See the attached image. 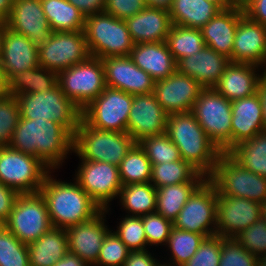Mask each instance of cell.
<instances>
[{
    "instance_id": "484cf974",
    "label": "cell",
    "mask_w": 266,
    "mask_h": 266,
    "mask_svg": "<svg viewBox=\"0 0 266 266\" xmlns=\"http://www.w3.org/2000/svg\"><path fill=\"white\" fill-rule=\"evenodd\" d=\"M243 15L244 11L241 6L221 10L201 28L205 46L226 56L231 61L235 32Z\"/></svg>"
},
{
    "instance_id": "d6a6232c",
    "label": "cell",
    "mask_w": 266,
    "mask_h": 266,
    "mask_svg": "<svg viewBox=\"0 0 266 266\" xmlns=\"http://www.w3.org/2000/svg\"><path fill=\"white\" fill-rule=\"evenodd\" d=\"M53 32L84 31L85 16L68 0H40Z\"/></svg>"
},
{
    "instance_id": "a7ac6f4b",
    "label": "cell",
    "mask_w": 266,
    "mask_h": 266,
    "mask_svg": "<svg viewBox=\"0 0 266 266\" xmlns=\"http://www.w3.org/2000/svg\"><path fill=\"white\" fill-rule=\"evenodd\" d=\"M158 266H173V265H170V264H167V263H164V264H159Z\"/></svg>"
},
{
    "instance_id": "5bb4252c",
    "label": "cell",
    "mask_w": 266,
    "mask_h": 266,
    "mask_svg": "<svg viewBox=\"0 0 266 266\" xmlns=\"http://www.w3.org/2000/svg\"><path fill=\"white\" fill-rule=\"evenodd\" d=\"M173 227L206 238L216 235V188L208 179L189 197Z\"/></svg>"
},
{
    "instance_id": "681fc988",
    "label": "cell",
    "mask_w": 266,
    "mask_h": 266,
    "mask_svg": "<svg viewBox=\"0 0 266 266\" xmlns=\"http://www.w3.org/2000/svg\"><path fill=\"white\" fill-rule=\"evenodd\" d=\"M222 238L218 235L205 238L197 252L183 266H219Z\"/></svg>"
},
{
    "instance_id": "d6986e66",
    "label": "cell",
    "mask_w": 266,
    "mask_h": 266,
    "mask_svg": "<svg viewBox=\"0 0 266 266\" xmlns=\"http://www.w3.org/2000/svg\"><path fill=\"white\" fill-rule=\"evenodd\" d=\"M106 86L128 94L154 92L155 80L133 63L130 56H110L102 59Z\"/></svg>"
},
{
    "instance_id": "9c48e42d",
    "label": "cell",
    "mask_w": 266,
    "mask_h": 266,
    "mask_svg": "<svg viewBox=\"0 0 266 266\" xmlns=\"http://www.w3.org/2000/svg\"><path fill=\"white\" fill-rule=\"evenodd\" d=\"M50 171L33 155L9 146L0 148V182L19 194L39 192Z\"/></svg>"
},
{
    "instance_id": "bcb514c9",
    "label": "cell",
    "mask_w": 266,
    "mask_h": 266,
    "mask_svg": "<svg viewBox=\"0 0 266 266\" xmlns=\"http://www.w3.org/2000/svg\"><path fill=\"white\" fill-rule=\"evenodd\" d=\"M219 266H258V257L246 251L235 238L223 237Z\"/></svg>"
},
{
    "instance_id": "c3c4849f",
    "label": "cell",
    "mask_w": 266,
    "mask_h": 266,
    "mask_svg": "<svg viewBox=\"0 0 266 266\" xmlns=\"http://www.w3.org/2000/svg\"><path fill=\"white\" fill-rule=\"evenodd\" d=\"M144 226L147 244L152 245H166L173 222L165 219L161 214L154 212L141 216Z\"/></svg>"
},
{
    "instance_id": "ee69618b",
    "label": "cell",
    "mask_w": 266,
    "mask_h": 266,
    "mask_svg": "<svg viewBox=\"0 0 266 266\" xmlns=\"http://www.w3.org/2000/svg\"><path fill=\"white\" fill-rule=\"evenodd\" d=\"M20 117L16 97L7 95L0 99V148L9 145Z\"/></svg>"
},
{
    "instance_id": "4fadbf2b",
    "label": "cell",
    "mask_w": 266,
    "mask_h": 266,
    "mask_svg": "<svg viewBox=\"0 0 266 266\" xmlns=\"http://www.w3.org/2000/svg\"><path fill=\"white\" fill-rule=\"evenodd\" d=\"M38 50L40 66L56 74L91 57L84 31L53 32Z\"/></svg>"
},
{
    "instance_id": "f35d334b",
    "label": "cell",
    "mask_w": 266,
    "mask_h": 266,
    "mask_svg": "<svg viewBox=\"0 0 266 266\" xmlns=\"http://www.w3.org/2000/svg\"><path fill=\"white\" fill-rule=\"evenodd\" d=\"M206 237L201 234L192 233L172 228L166 245L171 252L170 265L183 266L197 252L199 246Z\"/></svg>"
},
{
    "instance_id": "2e32d148",
    "label": "cell",
    "mask_w": 266,
    "mask_h": 266,
    "mask_svg": "<svg viewBox=\"0 0 266 266\" xmlns=\"http://www.w3.org/2000/svg\"><path fill=\"white\" fill-rule=\"evenodd\" d=\"M260 206L242 197L218 196L216 191V235L234 238L260 218Z\"/></svg>"
},
{
    "instance_id": "7dc6e473",
    "label": "cell",
    "mask_w": 266,
    "mask_h": 266,
    "mask_svg": "<svg viewBox=\"0 0 266 266\" xmlns=\"http://www.w3.org/2000/svg\"><path fill=\"white\" fill-rule=\"evenodd\" d=\"M243 248L256 257L266 255V221L259 218L234 237Z\"/></svg>"
},
{
    "instance_id": "e575fe53",
    "label": "cell",
    "mask_w": 266,
    "mask_h": 266,
    "mask_svg": "<svg viewBox=\"0 0 266 266\" xmlns=\"http://www.w3.org/2000/svg\"><path fill=\"white\" fill-rule=\"evenodd\" d=\"M56 85L57 74L41 66L15 73L8 79L9 95L14 97L44 92Z\"/></svg>"
},
{
    "instance_id": "680465c9",
    "label": "cell",
    "mask_w": 266,
    "mask_h": 266,
    "mask_svg": "<svg viewBox=\"0 0 266 266\" xmlns=\"http://www.w3.org/2000/svg\"><path fill=\"white\" fill-rule=\"evenodd\" d=\"M146 6L153 7L165 11H170L173 0H144Z\"/></svg>"
},
{
    "instance_id": "f5cc1de1",
    "label": "cell",
    "mask_w": 266,
    "mask_h": 266,
    "mask_svg": "<svg viewBox=\"0 0 266 266\" xmlns=\"http://www.w3.org/2000/svg\"><path fill=\"white\" fill-rule=\"evenodd\" d=\"M242 8L250 20L266 26V0H246Z\"/></svg>"
},
{
    "instance_id": "e0dca14e",
    "label": "cell",
    "mask_w": 266,
    "mask_h": 266,
    "mask_svg": "<svg viewBox=\"0 0 266 266\" xmlns=\"http://www.w3.org/2000/svg\"><path fill=\"white\" fill-rule=\"evenodd\" d=\"M167 117L154 92L133 95L127 133L136 143L145 137L165 134Z\"/></svg>"
},
{
    "instance_id": "7c38bea8",
    "label": "cell",
    "mask_w": 266,
    "mask_h": 266,
    "mask_svg": "<svg viewBox=\"0 0 266 266\" xmlns=\"http://www.w3.org/2000/svg\"><path fill=\"white\" fill-rule=\"evenodd\" d=\"M3 225L24 244L28 245L39 239L52 227L41 193L20 194Z\"/></svg>"
},
{
    "instance_id": "836d02e7",
    "label": "cell",
    "mask_w": 266,
    "mask_h": 266,
    "mask_svg": "<svg viewBox=\"0 0 266 266\" xmlns=\"http://www.w3.org/2000/svg\"><path fill=\"white\" fill-rule=\"evenodd\" d=\"M227 154L242 168L266 178V130L235 145Z\"/></svg>"
},
{
    "instance_id": "6125c7cd",
    "label": "cell",
    "mask_w": 266,
    "mask_h": 266,
    "mask_svg": "<svg viewBox=\"0 0 266 266\" xmlns=\"http://www.w3.org/2000/svg\"><path fill=\"white\" fill-rule=\"evenodd\" d=\"M207 1L217 5L221 10H226L235 6L230 0H207Z\"/></svg>"
},
{
    "instance_id": "52a82bcc",
    "label": "cell",
    "mask_w": 266,
    "mask_h": 266,
    "mask_svg": "<svg viewBox=\"0 0 266 266\" xmlns=\"http://www.w3.org/2000/svg\"><path fill=\"white\" fill-rule=\"evenodd\" d=\"M218 196L242 197L259 203L266 200V178L242 168L227 153H222L207 178Z\"/></svg>"
},
{
    "instance_id": "83f0119b",
    "label": "cell",
    "mask_w": 266,
    "mask_h": 266,
    "mask_svg": "<svg viewBox=\"0 0 266 266\" xmlns=\"http://www.w3.org/2000/svg\"><path fill=\"white\" fill-rule=\"evenodd\" d=\"M125 21L134 44L166 41L172 26L168 11L148 6Z\"/></svg>"
},
{
    "instance_id": "816d5d0a",
    "label": "cell",
    "mask_w": 266,
    "mask_h": 266,
    "mask_svg": "<svg viewBox=\"0 0 266 266\" xmlns=\"http://www.w3.org/2000/svg\"><path fill=\"white\" fill-rule=\"evenodd\" d=\"M19 195L18 192L0 182V225L8 220Z\"/></svg>"
},
{
    "instance_id": "94428289",
    "label": "cell",
    "mask_w": 266,
    "mask_h": 266,
    "mask_svg": "<svg viewBox=\"0 0 266 266\" xmlns=\"http://www.w3.org/2000/svg\"><path fill=\"white\" fill-rule=\"evenodd\" d=\"M9 95L8 79L5 75L3 65L0 60V99Z\"/></svg>"
},
{
    "instance_id": "4dcf8cb0",
    "label": "cell",
    "mask_w": 266,
    "mask_h": 266,
    "mask_svg": "<svg viewBox=\"0 0 266 266\" xmlns=\"http://www.w3.org/2000/svg\"><path fill=\"white\" fill-rule=\"evenodd\" d=\"M207 178L198 173L190 182L156 188V212L173 222L192 193Z\"/></svg>"
},
{
    "instance_id": "cb8c5ba5",
    "label": "cell",
    "mask_w": 266,
    "mask_h": 266,
    "mask_svg": "<svg viewBox=\"0 0 266 266\" xmlns=\"http://www.w3.org/2000/svg\"><path fill=\"white\" fill-rule=\"evenodd\" d=\"M229 63L226 56L204 46L200 52L179 59L176 65L178 72L195 79L203 88H214Z\"/></svg>"
},
{
    "instance_id": "7402d4cb",
    "label": "cell",
    "mask_w": 266,
    "mask_h": 266,
    "mask_svg": "<svg viewBox=\"0 0 266 266\" xmlns=\"http://www.w3.org/2000/svg\"><path fill=\"white\" fill-rule=\"evenodd\" d=\"M3 24L26 36L38 47L53 33L40 0H14L10 15Z\"/></svg>"
},
{
    "instance_id": "4316f807",
    "label": "cell",
    "mask_w": 266,
    "mask_h": 266,
    "mask_svg": "<svg viewBox=\"0 0 266 266\" xmlns=\"http://www.w3.org/2000/svg\"><path fill=\"white\" fill-rule=\"evenodd\" d=\"M259 66L230 62L214 89L230 102L255 94L263 77ZM257 69V71H256Z\"/></svg>"
},
{
    "instance_id": "30bf717a",
    "label": "cell",
    "mask_w": 266,
    "mask_h": 266,
    "mask_svg": "<svg viewBox=\"0 0 266 266\" xmlns=\"http://www.w3.org/2000/svg\"><path fill=\"white\" fill-rule=\"evenodd\" d=\"M57 84L82 111L106 88L102 59L90 57L59 72Z\"/></svg>"
},
{
    "instance_id": "7bdbcfd3",
    "label": "cell",
    "mask_w": 266,
    "mask_h": 266,
    "mask_svg": "<svg viewBox=\"0 0 266 266\" xmlns=\"http://www.w3.org/2000/svg\"><path fill=\"white\" fill-rule=\"evenodd\" d=\"M113 231L130 251L146 250L147 239L141 216L125 215Z\"/></svg>"
},
{
    "instance_id": "6f0895ef",
    "label": "cell",
    "mask_w": 266,
    "mask_h": 266,
    "mask_svg": "<svg viewBox=\"0 0 266 266\" xmlns=\"http://www.w3.org/2000/svg\"><path fill=\"white\" fill-rule=\"evenodd\" d=\"M257 91L262 104L263 122L266 130V76L261 78Z\"/></svg>"
},
{
    "instance_id": "5b68a950",
    "label": "cell",
    "mask_w": 266,
    "mask_h": 266,
    "mask_svg": "<svg viewBox=\"0 0 266 266\" xmlns=\"http://www.w3.org/2000/svg\"><path fill=\"white\" fill-rule=\"evenodd\" d=\"M84 34L91 57L130 56L134 47L126 21L104 12L85 18Z\"/></svg>"
},
{
    "instance_id": "91938a15",
    "label": "cell",
    "mask_w": 266,
    "mask_h": 266,
    "mask_svg": "<svg viewBox=\"0 0 266 266\" xmlns=\"http://www.w3.org/2000/svg\"><path fill=\"white\" fill-rule=\"evenodd\" d=\"M14 0H0V23H3L10 15Z\"/></svg>"
},
{
    "instance_id": "8d00e7d4",
    "label": "cell",
    "mask_w": 266,
    "mask_h": 266,
    "mask_svg": "<svg viewBox=\"0 0 266 266\" xmlns=\"http://www.w3.org/2000/svg\"><path fill=\"white\" fill-rule=\"evenodd\" d=\"M122 186L151 181L152 164L144 149L135 143L118 166Z\"/></svg>"
},
{
    "instance_id": "8fae6325",
    "label": "cell",
    "mask_w": 266,
    "mask_h": 266,
    "mask_svg": "<svg viewBox=\"0 0 266 266\" xmlns=\"http://www.w3.org/2000/svg\"><path fill=\"white\" fill-rule=\"evenodd\" d=\"M133 95L106 86L101 94L81 111V118L103 131L127 132Z\"/></svg>"
},
{
    "instance_id": "74e56055",
    "label": "cell",
    "mask_w": 266,
    "mask_h": 266,
    "mask_svg": "<svg viewBox=\"0 0 266 266\" xmlns=\"http://www.w3.org/2000/svg\"><path fill=\"white\" fill-rule=\"evenodd\" d=\"M166 44L176 62L200 52L205 46L201 29L174 24L167 35Z\"/></svg>"
},
{
    "instance_id": "6da1fadb",
    "label": "cell",
    "mask_w": 266,
    "mask_h": 266,
    "mask_svg": "<svg viewBox=\"0 0 266 266\" xmlns=\"http://www.w3.org/2000/svg\"><path fill=\"white\" fill-rule=\"evenodd\" d=\"M8 146L35 156L53 171L72 153L73 135L50 120L20 118Z\"/></svg>"
},
{
    "instance_id": "ffe728a7",
    "label": "cell",
    "mask_w": 266,
    "mask_h": 266,
    "mask_svg": "<svg viewBox=\"0 0 266 266\" xmlns=\"http://www.w3.org/2000/svg\"><path fill=\"white\" fill-rule=\"evenodd\" d=\"M108 209L110 210V208L102 209L90 220L65 229L68 252L78 255L90 266L97 262L103 240L111 230L106 226L104 218Z\"/></svg>"
},
{
    "instance_id": "e7e4bbea",
    "label": "cell",
    "mask_w": 266,
    "mask_h": 266,
    "mask_svg": "<svg viewBox=\"0 0 266 266\" xmlns=\"http://www.w3.org/2000/svg\"><path fill=\"white\" fill-rule=\"evenodd\" d=\"M258 266H266V255L258 258Z\"/></svg>"
},
{
    "instance_id": "f907efd6",
    "label": "cell",
    "mask_w": 266,
    "mask_h": 266,
    "mask_svg": "<svg viewBox=\"0 0 266 266\" xmlns=\"http://www.w3.org/2000/svg\"><path fill=\"white\" fill-rule=\"evenodd\" d=\"M147 6L144 0H105L104 13L126 20Z\"/></svg>"
},
{
    "instance_id": "03108f58",
    "label": "cell",
    "mask_w": 266,
    "mask_h": 266,
    "mask_svg": "<svg viewBox=\"0 0 266 266\" xmlns=\"http://www.w3.org/2000/svg\"><path fill=\"white\" fill-rule=\"evenodd\" d=\"M235 6H243L246 0H230Z\"/></svg>"
},
{
    "instance_id": "f546056e",
    "label": "cell",
    "mask_w": 266,
    "mask_h": 266,
    "mask_svg": "<svg viewBox=\"0 0 266 266\" xmlns=\"http://www.w3.org/2000/svg\"><path fill=\"white\" fill-rule=\"evenodd\" d=\"M67 252L65 229L51 227L35 242L28 244L29 266H53Z\"/></svg>"
},
{
    "instance_id": "be15d7a7",
    "label": "cell",
    "mask_w": 266,
    "mask_h": 266,
    "mask_svg": "<svg viewBox=\"0 0 266 266\" xmlns=\"http://www.w3.org/2000/svg\"><path fill=\"white\" fill-rule=\"evenodd\" d=\"M260 218L266 221V200L260 206Z\"/></svg>"
},
{
    "instance_id": "7a4b0ae2",
    "label": "cell",
    "mask_w": 266,
    "mask_h": 266,
    "mask_svg": "<svg viewBox=\"0 0 266 266\" xmlns=\"http://www.w3.org/2000/svg\"><path fill=\"white\" fill-rule=\"evenodd\" d=\"M51 172L39 192L45 199L52 227L67 229L90 220L102 210L76 181L54 179Z\"/></svg>"
},
{
    "instance_id": "277c9868",
    "label": "cell",
    "mask_w": 266,
    "mask_h": 266,
    "mask_svg": "<svg viewBox=\"0 0 266 266\" xmlns=\"http://www.w3.org/2000/svg\"><path fill=\"white\" fill-rule=\"evenodd\" d=\"M135 143L127 132L95 129L82 118L73 134V152L81 160L106 162L117 167Z\"/></svg>"
},
{
    "instance_id": "8992f818",
    "label": "cell",
    "mask_w": 266,
    "mask_h": 266,
    "mask_svg": "<svg viewBox=\"0 0 266 266\" xmlns=\"http://www.w3.org/2000/svg\"><path fill=\"white\" fill-rule=\"evenodd\" d=\"M20 118L50 120L62 124L72 135L81 119V110L57 84L44 92L18 95Z\"/></svg>"
},
{
    "instance_id": "11a10c76",
    "label": "cell",
    "mask_w": 266,
    "mask_h": 266,
    "mask_svg": "<svg viewBox=\"0 0 266 266\" xmlns=\"http://www.w3.org/2000/svg\"><path fill=\"white\" fill-rule=\"evenodd\" d=\"M85 16L99 14L104 11L105 0H68Z\"/></svg>"
},
{
    "instance_id": "ba28073f",
    "label": "cell",
    "mask_w": 266,
    "mask_h": 266,
    "mask_svg": "<svg viewBox=\"0 0 266 266\" xmlns=\"http://www.w3.org/2000/svg\"><path fill=\"white\" fill-rule=\"evenodd\" d=\"M191 113L222 153H227L231 149V102L214 88H204Z\"/></svg>"
},
{
    "instance_id": "9f6ffc18",
    "label": "cell",
    "mask_w": 266,
    "mask_h": 266,
    "mask_svg": "<svg viewBox=\"0 0 266 266\" xmlns=\"http://www.w3.org/2000/svg\"><path fill=\"white\" fill-rule=\"evenodd\" d=\"M53 266H90L86 261L82 260L78 255L67 252Z\"/></svg>"
},
{
    "instance_id": "44dd1931",
    "label": "cell",
    "mask_w": 266,
    "mask_h": 266,
    "mask_svg": "<svg viewBox=\"0 0 266 266\" xmlns=\"http://www.w3.org/2000/svg\"><path fill=\"white\" fill-rule=\"evenodd\" d=\"M0 60L9 79L15 73L40 66L38 46L1 23Z\"/></svg>"
},
{
    "instance_id": "3957f363",
    "label": "cell",
    "mask_w": 266,
    "mask_h": 266,
    "mask_svg": "<svg viewBox=\"0 0 266 266\" xmlns=\"http://www.w3.org/2000/svg\"><path fill=\"white\" fill-rule=\"evenodd\" d=\"M165 134L179 149L182 160L206 178L212 174L222 151L191 112L168 115Z\"/></svg>"
},
{
    "instance_id": "f1b7e54d",
    "label": "cell",
    "mask_w": 266,
    "mask_h": 266,
    "mask_svg": "<svg viewBox=\"0 0 266 266\" xmlns=\"http://www.w3.org/2000/svg\"><path fill=\"white\" fill-rule=\"evenodd\" d=\"M130 58L155 81L165 79L177 70L166 41L134 44Z\"/></svg>"
},
{
    "instance_id": "9a60e30c",
    "label": "cell",
    "mask_w": 266,
    "mask_h": 266,
    "mask_svg": "<svg viewBox=\"0 0 266 266\" xmlns=\"http://www.w3.org/2000/svg\"><path fill=\"white\" fill-rule=\"evenodd\" d=\"M81 161L75 174L76 182L101 209L108 208L122 188L118 167L100 161Z\"/></svg>"
},
{
    "instance_id": "60d3db41",
    "label": "cell",
    "mask_w": 266,
    "mask_h": 266,
    "mask_svg": "<svg viewBox=\"0 0 266 266\" xmlns=\"http://www.w3.org/2000/svg\"><path fill=\"white\" fill-rule=\"evenodd\" d=\"M0 266H29L28 245L0 225Z\"/></svg>"
},
{
    "instance_id": "f6af8a7d",
    "label": "cell",
    "mask_w": 266,
    "mask_h": 266,
    "mask_svg": "<svg viewBox=\"0 0 266 266\" xmlns=\"http://www.w3.org/2000/svg\"><path fill=\"white\" fill-rule=\"evenodd\" d=\"M112 231L110 230L105 236L99 257L93 266H123L131 252Z\"/></svg>"
},
{
    "instance_id": "1f68e13d",
    "label": "cell",
    "mask_w": 266,
    "mask_h": 266,
    "mask_svg": "<svg viewBox=\"0 0 266 266\" xmlns=\"http://www.w3.org/2000/svg\"><path fill=\"white\" fill-rule=\"evenodd\" d=\"M221 9L207 0H173L169 11L174 25L201 29Z\"/></svg>"
},
{
    "instance_id": "b9f144b4",
    "label": "cell",
    "mask_w": 266,
    "mask_h": 266,
    "mask_svg": "<svg viewBox=\"0 0 266 266\" xmlns=\"http://www.w3.org/2000/svg\"><path fill=\"white\" fill-rule=\"evenodd\" d=\"M138 143L152 165L182 160L179 149L166 134L145 137Z\"/></svg>"
},
{
    "instance_id": "ab89813d",
    "label": "cell",
    "mask_w": 266,
    "mask_h": 266,
    "mask_svg": "<svg viewBox=\"0 0 266 266\" xmlns=\"http://www.w3.org/2000/svg\"><path fill=\"white\" fill-rule=\"evenodd\" d=\"M199 172L184 160L152 165L150 183L155 188L190 182Z\"/></svg>"
},
{
    "instance_id": "d4e9b609",
    "label": "cell",
    "mask_w": 266,
    "mask_h": 266,
    "mask_svg": "<svg viewBox=\"0 0 266 266\" xmlns=\"http://www.w3.org/2000/svg\"><path fill=\"white\" fill-rule=\"evenodd\" d=\"M231 148L265 131L262 104L258 91L231 102Z\"/></svg>"
},
{
    "instance_id": "603a6c76",
    "label": "cell",
    "mask_w": 266,
    "mask_h": 266,
    "mask_svg": "<svg viewBox=\"0 0 266 266\" xmlns=\"http://www.w3.org/2000/svg\"><path fill=\"white\" fill-rule=\"evenodd\" d=\"M266 58V26L250 20L245 14L240 18L235 32L232 60L261 66Z\"/></svg>"
},
{
    "instance_id": "003e7915",
    "label": "cell",
    "mask_w": 266,
    "mask_h": 266,
    "mask_svg": "<svg viewBox=\"0 0 266 266\" xmlns=\"http://www.w3.org/2000/svg\"><path fill=\"white\" fill-rule=\"evenodd\" d=\"M263 66H265L263 69L264 71L262 72L263 76H266V58H265V61L263 63Z\"/></svg>"
},
{
    "instance_id": "ac0fdd59",
    "label": "cell",
    "mask_w": 266,
    "mask_h": 266,
    "mask_svg": "<svg viewBox=\"0 0 266 266\" xmlns=\"http://www.w3.org/2000/svg\"><path fill=\"white\" fill-rule=\"evenodd\" d=\"M204 88L193 78L177 70L165 79L155 81L154 94L165 112H191Z\"/></svg>"
},
{
    "instance_id": "d590c367",
    "label": "cell",
    "mask_w": 266,
    "mask_h": 266,
    "mask_svg": "<svg viewBox=\"0 0 266 266\" xmlns=\"http://www.w3.org/2000/svg\"><path fill=\"white\" fill-rule=\"evenodd\" d=\"M156 195V188L150 182L136 183L122 186L119 199L130 213L128 216H143L156 212Z\"/></svg>"
},
{
    "instance_id": "db71d44e",
    "label": "cell",
    "mask_w": 266,
    "mask_h": 266,
    "mask_svg": "<svg viewBox=\"0 0 266 266\" xmlns=\"http://www.w3.org/2000/svg\"><path fill=\"white\" fill-rule=\"evenodd\" d=\"M159 264L160 262L146 249L131 251L123 266H158Z\"/></svg>"
}]
</instances>
